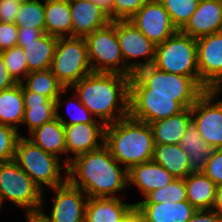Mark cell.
Returning <instances> with one entry per match:
<instances>
[{
  "label": "cell",
  "mask_w": 222,
  "mask_h": 222,
  "mask_svg": "<svg viewBox=\"0 0 222 222\" xmlns=\"http://www.w3.org/2000/svg\"><path fill=\"white\" fill-rule=\"evenodd\" d=\"M175 177L153 160L136 164L128 170V185H136L145 197L148 193L165 187Z\"/></svg>",
  "instance_id": "20"
},
{
  "label": "cell",
  "mask_w": 222,
  "mask_h": 222,
  "mask_svg": "<svg viewBox=\"0 0 222 222\" xmlns=\"http://www.w3.org/2000/svg\"><path fill=\"white\" fill-rule=\"evenodd\" d=\"M20 5L12 0H0V22L14 23Z\"/></svg>",
  "instance_id": "41"
},
{
  "label": "cell",
  "mask_w": 222,
  "mask_h": 222,
  "mask_svg": "<svg viewBox=\"0 0 222 222\" xmlns=\"http://www.w3.org/2000/svg\"><path fill=\"white\" fill-rule=\"evenodd\" d=\"M187 200L184 179L175 178L170 184L148 193L143 201L137 203H164Z\"/></svg>",
  "instance_id": "34"
},
{
  "label": "cell",
  "mask_w": 222,
  "mask_h": 222,
  "mask_svg": "<svg viewBox=\"0 0 222 222\" xmlns=\"http://www.w3.org/2000/svg\"><path fill=\"white\" fill-rule=\"evenodd\" d=\"M203 173L209 177L216 186L222 185V148L213 151Z\"/></svg>",
  "instance_id": "39"
},
{
  "label": "cell",
  "mask_w": 222,
  "mask_h": 222,
  "mask_svg": "<svg viewBox=\"0 0 222 222\" xmlns=\"http://www.w3.org/2000/svg\"><path fill=\"white\" fill-rule=\"evenodd\" d=\"M185 108L171 95L130 94L129 115L148 124L169 118Z\"/></svg>",
  "instance_id": "14"
},
{
  "label": "cell",
  "mask_w": 222,
  "mask_h": 222,
  "mask_svg": "<svg viewBox=\"0 0 222 222\" xmlns=\"http://www.w3.org/2000/svg\"><path fill=\"white\" fill-rule=\"evenodd\" d=\"M187 222H222V217L212 209H200Z\"/></svg>",
  "instance_id": "42"
},
{
  "label": "cell",
  "mask_w": 222,
  "mask_h": 222,
  "mask_svg": "<svg viewBox=\"0 0 222 222\" xmlns=\"http://www.w3.org/2000/svg\"><path fill=\"white\" fill-rule=\"evenodd\" d=\"M122 222H146L144 217L134 208Z\"/></svg>",
  "instance_id": "48"
},
{
  "label": "cell",
  "mask_w": 222,
  "mask_h": 222,
  "mask_svg": "<svg viewBox=\"0 0 222 222\" xmlns=\"http://www.w3.org/2000/svg\"><path fill=\"white\" fill-rule=\"evenodd\" d=\"M192 38L222 31V0H200L197 9L180 30Z\"/></svg>",
  "instance_id": "16"
},
{
  "label": "cell",
  "mask_w": 222,
  "mask_h": 222,
  "mask_svg": "<svg viewBox=\"0 0 222 222\" xmlns=\"http://www.w3.org/2000/svg\"><path fill=\"white\" fill-rule=\"evenodd\" d=\"M69 3L72 37H86L111 22L99 6L88 0H69Z\"/></svg>",
  "instance_id": "18"
},
{
  "label": "cell",
  "mask_w": 222,
  "mask_h": 222,
  "mask_svg": "<svg viewBox=\"0 0 222 222\" xmlns=\"http://www.w3.org/2000/svg\"><path fill=\"white\" fill-rule=\"evenodd\" d=\"M129 20L155 45L178 31L159 0L146 2Z\"/></svg>",
  "instance_id": "13"
},
{
  "label": "cell",
  "mask_w": 222,
  "mask_h": 222,
  "mask_svg": "<svg viewBox=\"0 0 222 222\" xmlns=\"http://www.w3.org/2000/svg\"><path fill=\"white\" fill-rule=\"evenodd\" d=\"M199 85L222 90V31L196 39Z\"/></svg>",
  "instance_id": "12"
},
{
  "label": "cell",
  "mask_w": 222,
  "mask_h": 222,
  "mask_svg": "<svg viewBox=\"0 0 222 222\" xmlns=\"http://www.w3.org/2000/svg\"><path fill=\"white\" fill-rule=\"evenodd\" d=\"M18 26L15 23L0 22V52L17 46Z\"/></svg>",
  "instance_id": "40"
},
{
  "label": "cell",
  "mask_w": 222,
  "mask_h": 222,
  "mask_svg": "<svg viewBox=\"0 0 222 222\" xmlns=\"http://www.w3.org/2000/svg\"><path fill=\"white\" fill-rule=\"evenodd\" d=\"M220 91L206 90L190 108L192 123L214 149L222 148V100L213 103Z\"/></svg>",
  "instance_id": "10"
},
{
  "label": "cell",
  "mask_w": 222,
  "mask_h": 222,
  "mask_svg": "<svg viewBox=\"0 0 222 222\" xmlns=\"http://www.w3.org/2000/svg\"><path fill=\"white\" fill-rule=\"evenodd\" d=\"M14 161L42 191L43 184L54 188L67 180L61 176L60 158L45 152L27 137H19Z\"/></svg>",
  "instance_id": "6"
},
{
  "label": "cell",
  "mask_w": 222,
  "mask_h": 222,
  "mask_svg": "<svg viewBox=\"0 0 222 222\" xmlns=\"http://www.w3.org/2000/svg\"><path fill=\"white\" fill-rule=\"evenodd\" d=\"M187 201L196 209H212L216 184L203 172L190 173L184 178Z\"/></svg>",
  "instance_id": "29"
},
{
  "label": "cell",
  "mask_w": 222,
  "mask_h": 222,
  "mask_svg": "<svg viewBox=\"0 0 222 222\" xmlns=\"http://www.w3.org/2000/svg\"><path fill=\"white\" fill-rule=\"evenodd\" d=\"M64 88L92 73L85 37H60L50 67Z\"/></svg>",
  "instance_id": "7"
},
{
  "label": "cell",
  "mask_w": 222,
  "mask_h": 222,
  "mask_svg": "<svg viewBox=\"0 0 222 222\" xmlns=\"http://www.w3.org/2000/svg\"><path fill=\"white\" fill-rule=\"evenodd\" d=\"M12 1H15V2H18L20 4H23V3L30 2V1H33V0H12Z\"/></svg>",
  "instance_id": "49"
},
{
  "label": "cell",
  "mask_w": 222,
  "mask_h": 222,
  "mask_svg": "<svg viewBox=\"0 0 222 222\" xmlns=\"http://www.w3.org/2000/svg\"><path fill=\"white\" fill-rule=\"evenodd\" d=\"M152 65L167 73L191 77L199 84L196 39L178 30L156 45Z\"/></svg>",
  "instance_id": "5"
},
{
  "label": "cell",
  "mask_w": 222,
  "mask_h": 222,
  "mask_svg": "<svg viewBox=\"0 0 222 222\" xmlns=\"http://www.w3.org/2000/svg\"><path fill=\"white\" fill-rule=\"evenodd\" d=\"M44 32L37 28L18 27V42H30L40 38Z\"/></svg>",
  "instance_id": "43"
},
{
  "label": "cell",
  "mask_w": 222,
  "mask_h": 222,
  "mask_svg": "<svg viewBox=\"0 0 222 222\" xmlns=\"http://www.w3.org/2000/svg\"><path fill=\"white\" fill-rule=\"evenodd\" d=\"M119 163L103 145L64 161L67 180L85 192L88 198L115 197L128 185V170Z\"/></svg>",
  "instance_id": "1"
},
{
  "label": "cell",
  "mask_w": 222,
  "mask_h": 222,
  "mask_svg": "<svg viewBox=\"0 0 222 222\" xmlns=\"http://www.w3.org/2000/svg\"><path fill=\"white\" fill-rule=\"evenodd\" d=\"M20 136L14 128L0 124V163L14 160Z\"/></svg>",
  "instance_id": "36"
},
{
  "label": "cell",
  "mask_w": 222,
  "mask_h": 222,
  "mask_svg": "<svg viewBox=\"0 0 222 222\" xmlns=\"http://www.w3.org/2000/svg\"><path fill=\"white\" fill-rule=\"evenodd\" d=\"M24 118L22 124L28 126L29 133L56 118V100L29 91L22 84Z\"/></svg>",
  "instance_id": "22"
},
{
  "label": "cell",
  "mask_w": 222,
  "mask_h": 222,
  "mask_svg": "<svg viewBox=\"0 0 222 222\" xmlns=\"http://www.w3.org/2000/svg\"><path fill=\"white\" fill-rule=\"evenodd\" d=\"M105 128V124L86 123L64 126L66 154L72 152L75 158L99 149L104 145Z\"/></svg>",
  "instance_id": "17"
},
{
  "label": "cell",
  "mask_w": 222,
  "mask_h": 222,
  "mask_svg": "<svg viewBox=\"0 0 222 222\" xmlns=\"http://www.w3.org/2000/svg\"><path fill=\"white\" fill-rule=\"evenodd\" d=\"M205 90L191 77L162 71L153 65L130 77V94L171 95L184 108H191Z\"/></svg>",
  "instance_id": "4"
},
{
  "label": "cell",
  "mask_w": 222,
  "mask_h": 222,
  "mask_svg": "<svg viewBox=\"0 0 222 222\" xmlns=\"http://www.w3.org/2000/svg\"><path fill=\"white\" fill-rule=\"evenodd\" d=\"M150 0H113V20H129Z\"/></svg>",
  "instance_id": "37"
},
{
  "label": "cell",
  "mask_w": 222,
  "mask_h": 222,
  "mask_svg": "<svg viewBox=\"0 0 222 222\" xmlns=\"http://www.w3.org/2000/svg\"><path fill=\"white\" fill-rule=\"evenodd\" d=\"M71 88L76 90L80 102L90 113L98 116L105 125L129 115V76L92 72Z\"/></svg>",
  "instance_id": "2"
},
{
  "label": "cell",
  "mask_w": 222,
  "mask_h": 222,
  "mask_svg": "<svg viewBox=\"0 0 222 222\" xmlns=\"http://www.w3.org/2000/svg\"><path fill=\"white\" fill-rule=\"evenodd\" d=\"M99 6L113 21V0H88Z\"/></svg>",
  "instance_id": "45"
},
{
  "label": "cell",
  "mask_w": 222,
  "mask_h": 222,
  "mask_svg": "<svg viewBox=\"0 0 222 222\" xmlns=\"http://www.w3.org/2000/svg\"><path fill=\"white\" fill-rule=\"evenodd\" d=\"M212 210L222 217V185L216 187Z\"/></svg>",
  "instance_id": "46"
},
{
  "label": "cell",
  "mask_w": 222,
  "mask_h": 222,
  "mask_svg": "<svg viewBox=\"0 0 222 222\" xmlns=\"http://www.w3.org/2000/svg\"><path fill=\"white\" fill-rule=\"evenodd\" d=\"M29 135L28 139L45 152L58 158L62 153H66L64 125L57 118L34 129Z\"/></svg>",
  "instance_id": "28"
},
{
  "label": "cell",
  "mask_w": 222,
  "mask_h": 222,
  "mask_svg": "<svg viewBox=\"0 0 222 222\" xmlns=\"http://www.w3.org/2000/svg\"><path fill=\"white\" fill-rule=\"evenodd\" d=\"M52 189L55 190L56 197L50 216L45 214L42 209L40 212L50 222H85V209L88 200V197L83 195L85 192L72 185L68 180Z\"/></svg>",
  "instance_id": "15"
},
{
  "label": "cell",
  "mask_w": 222,
  "mask_h": 222,
  "mask_svg": "<svg viewBox=\"0 0 222 222\" xmlns=\"http://www.w3.org/2000/svg\"><path fill=\"white\" fill-rule=\"evenodd\" d=\"M135 208L118 197L88 198L85 209V222H122Z\"/></svg>",
  "instance_id": "21"
},
{
  "label": "cell",
  "mask_w": 222,
  "mask_h": 222,
  "mask_svg": "<svg viewBox=\"0 0 222 222\" xmlns=\"http://www.w3.org/2000/svg\"><path fill=\"white\" fill-rule=\"evenodd\" d=\"M116 36L125 63V76L131 77L138 69L153 64L156 45L153 44L130 20H116ZM146 57V62L139 63L128 59Z\"/></svg>",
  "instance_id": "11"
},
{
  "label": "cell",
  "mask_w": 222,
  "mask_h": 222,
  "mask_svg": "<svg viewBox=\"0 0 222 222\" xmlns=\"http://www.w3.org/2000/svg\"><path fill=\"white\" fill-rule=\"evenodd\" d=\"M168 12L173 25L181 30L197 9L200 0H159Z\"/></svg>",
  "instance_id": "33"
},
{
  "label": "cell",
  "mask_w": 222,
  "mask_h": 222,
  "mask_svg": "<svg viewBox=\"0 0 222 222\" xmlns=\"http://www.w3.org/2000/svg\"><path fill=\"white\" fill-rule=\"evenodd\" d=\"M146 222H187L196 209L187 201L135 203Z\"/></svg>",
  "instance_id": "19"
},
{
  "label": "cell",
  "mask_w": 222,
  "mask_h": 222,
  "mask_svg": "<svg viewBox=\"0 0 222 222\" xmlns=\"http://www.w3.org/2000/svg\"><path fill=\"white\" fill-rule=\"evenodd\" d=\"M24 86L31 92L56 100V111L62 105L60 99L63 92L67 91L63 85L57 80L56 76L49 69L32 71L25 77Z\"/></svg>",
  "instance_id": "31"
},
{
  "label": "cell",
  "mask_w": 222,
  "mask_h": 222,
  "mask_svg": "<svg viewBox=\"0 0 222 222\" xmlns=\"http://www.w3.org/2000/svg\"><path fill=\"white\" fill-rule=\"evenodd\" d=\"M58 38L44 33L30 42H17L23 48L28 64V72L46 70L51 67Z\"/></svg>",
  "instance_id": "24"
},
{
  "label": "cell",
  "mask_w": 222,
  "mask_h": 222,
  "mask_svg": "<svg viewBox=\"0 0 222 222\" xmlns=\"http://www.w3.org/2000/svg\"><path fill=\"white\" fill-rule=\"evenodd\" d=\"M104 145L127 170L136 164L151 161L155 146L150 125L130 115L106 125Z\"/></svg>",
  "instance_id": "3"
},
{
  "label": "cell",
  "mask_w": 222,
  "mask_h": 222,
  "mask_svg": "<svg viewBox=\"0 0 222 222\" xmlns=\"http://www.w3.org/2000/svg\"><path fill=\"white\" fill-rule=\"evenodd\" d=\"M191 122V110L185 108L176 115L150 123L154 144H180L182 136Z\"/></svg>",
  "instance_id": "23"
},
{
  "label": "cell",
  "mask_w": 222,
  "mask_h": 222,
  "mask_svg": "<svg viewBox=\"0 0 222 222\" xmlns=\"http://www.w3.org/2000/svg\"><path fill=\"white\" fill-rule=\"evenodd\" d=\"M45 33L57 38L72 37L69 0H44Z\"/></svg>",
  "instance_id": "26"
},
{
  "label": "cell",
  "mask_w": 222,
  "mask_h": 222,
  "mask_svg": "<svg viewBox=\"0 0 222 222\" xmlns=\"http://www.w3.org/2000/svg\"><path fill=\"white\" fill-rule=\"evenodd\" d=\"M2 55L10 76L16 83L21 84L22 79L29 74L27 59L25 57L23 48L17 45L2 51Z\"/></svg>",
  "instance_id": "35"
},
{
  "label": "cell",
  "mask_w": 222,
  "mask_h": 222,
  "mask_svg": "<svg viewBox=\"0 0 222 222\" xmlns=\"http://www.w3.org/2000/svg\"><path fill=\"white\" fill-rule=\"evenodd\" d=\"M85 40L93 72L125 76V63L116 36V20L88 34Z\"/></svg>",
  "instance_id": "9"
},
{
  "label": "cell",
  "mask_w": 222,
  "mask_h": 222,
  "mask_svg": "<svg viewBox=\"0 0 222 222\" xmlns=\"http://www.w3.org/2000/svg\"><path fill=\"white\" fill-rule=\"evenodd\" d=\"M14 23L18 27L37 28L45 33L44 3L33 0L21 4Z\"/></svg>",
  "instance_id": "32"
},
{
  "label": "cell",
  "mask_w": 222,
  "mask_h": 222,
  "mask_svg": "<svg viewBox=\"0 0 222 222\" xmlns=\"http://www.w3.org/2000/svg\"><path fill=\"white\" fill-rule=\"evenodd\" d=\"M28 222H50L40 211L26 213Z\"/></svg>",
  "instance_id": "47"
},
{
  "label": "cell",
  "mask_w": 222,
  "mask_h": 222,
  "mask_svg": "<svg viewBox=\"0 0 222 222\" xmlns=\"http://www.w3.org/2000/svg\"><path fill=\"white\" fill-rule=\"evenodd\" d=\"M152 160L177 179H184L191 173L189 157L180 144L155 145Z\"/></svg>",
  "instance_id": "27"
},
{
  "label": "cell",
  "mask_w": 222,
  "mask_h": 222,
  "mask_svg": "<svg viewBox=\"0 0 222 222\" xmlns=\"http://www.w3.org/2000/svg\"><path fill=\"white\" fill-rule=\"evenodd\" d=\"M43 191L14 161L0 163V207L9 199L27 213L39 212L43 207Z\"/></svg>",
  "instance_id": "8"
},
{
  "label": "cell",
  "mask_w": 222,
  "mask_h": 222,
  "mask_svg": "<svg viewBox=\"0 0 222 222\" xmlns=\"http://www.w3.org/2000/svg\"><path fill=\"white\" fill-rule=\"evenodd\" d=\"M180 146L189 157L191 173L204 172L206 163L215 149L205 142L192 122L182 136Z\"/></svg>",
  "instance_id": "25"
},
{
  "label": "cell",
  "mask_w": 222,
  "mask_h": 222,
  "mask_svg": "<svg viewBox=\"0 0 222 222\" xmlns=\"http://www.w3.org/2000/svg\"><path fill=\"white\" fill-rule=\"evenodd\" d=\"M24 111L22 83L0 92V124L18 131V124L22 125Z\"/></svg>",
  "instance_id": "30"
},
{
  "label": "cell",
  "mask_w": 222,
  "mask_h": 222,
  "mask_svg": "<svg viewBox=\"0 0 222 222\" xmlns=\"http://www.w3.org/2000/svg\"><path fill=\"white\" fill-rule=\"evenodd\" d=\"M17 84L10 76L4 62L2 52H0V92Z\"/></svg>",
  "instance_id": "44"
},
{
  "label": "cell",
  "mask_w": 222,
  "mask_h": 222,
  "mask_svg": "<svg viewBox=\"0 0 222 222\" xmlns=\"http://www.w3.org/2000/svg\"><path fill=\"white\" fill-rule=\"evenodd\" d=\"M75 96V103L77 104V108L78 110L76 111V115L72 116L71 114V119L69 121L65 120L63 117H61V115H59L58 111H56V118L58 120H60V122L64 125V126H69V125H75V124H79V123H86V124H104L103 122L99 123V120L97 121L96 119L94 120L92 117L93 115L90 113V111L80 102L79 98L77 95ZM67 103L69 106V99H67ZM69 108V107H68ZM76 108V107H75ZM80 111V112H79Z\"/></svg>",
  "instance_id": "38"
}]
</instances>
